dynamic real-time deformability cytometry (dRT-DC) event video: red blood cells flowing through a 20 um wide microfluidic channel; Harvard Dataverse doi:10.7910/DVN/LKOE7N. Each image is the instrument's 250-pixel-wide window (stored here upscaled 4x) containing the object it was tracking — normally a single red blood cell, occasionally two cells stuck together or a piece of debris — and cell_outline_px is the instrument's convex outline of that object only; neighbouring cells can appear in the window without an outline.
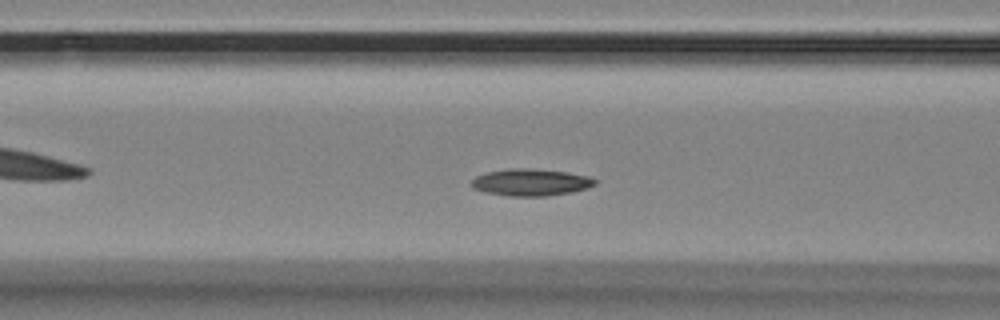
{"species": "Egyptian fruit bat (a non-hibernating species)", "species_latin": "Rousettus aegyptiacus", "temperature_condition": "room temperature", "stored_images_in_passage": 55, "camera_frame_rate_fps": 3000, "um_per_image_px": 0.085, "animal": {"sex": "female"}, "frame": {"image": 1, "passage_image": 23, "time_ms": 7.333, "image_size_px": [1000, 320], "cell_outline_px": [[596, 184], [588, 188], [572, 192], [548, 196], [508, 196], [484, 192], [472, 188], [468, 184], [476, 176], [488, 172], [508, 168], [528, 168], [568, 172], [588, 176], [596, 180]], "centroid_in_image_um": [45.09, 15.5], "position_along_channel_um": 121.5, "area_um2": 19.59}}
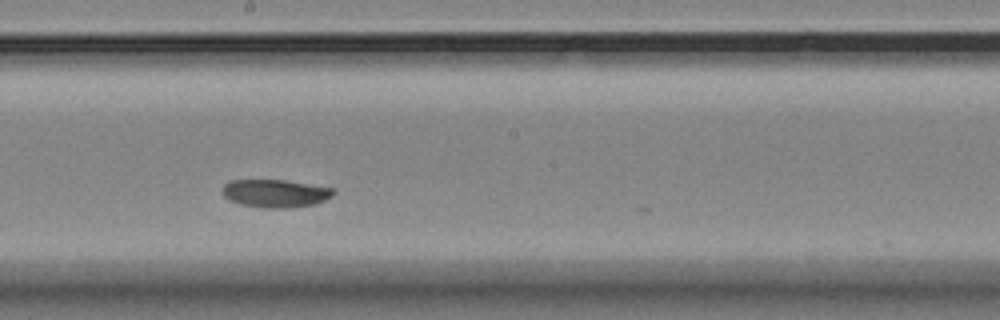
{"frame": {"image": 2, "passage_image": 32, "time_ms": 10.333, "image_size_px": [1000, 320], "cell_outline_px": [[336, 192], [332, 196], [316, 204], [288, 208], [264, 208], [240, 204], [228, 200], [224, 196], [224, 184], [228, 180], [284, 180], [336, 188]], "centroid_in_image_um": [23.43, 16.44], "position_along_channel_um": 224.8, "area_um2": 18.21}}
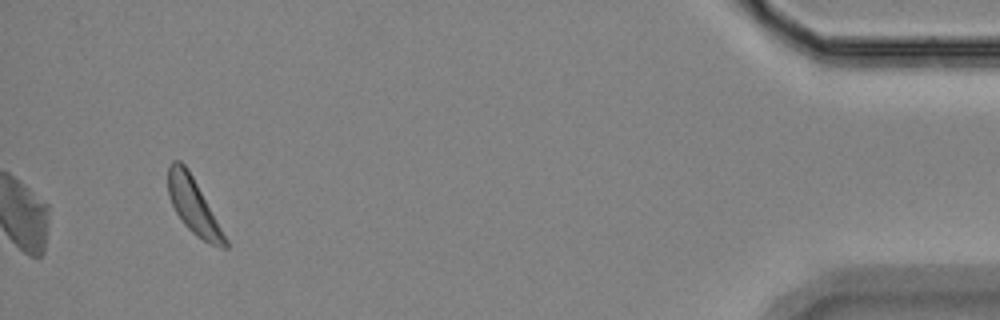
{"frame": {"image": 3, "passage_image": 55, "time_ms": 18.0, "image_size_px": [1000, 320], "cell_outline_px": [[228, 248], [220, 248], [196, 236], [184, 224], [176, 212], [168, 196], [168, 164], [172, 160], [180, 160], [188, 168], [228, 240]], "centroid_in_image_um": [16.43, 17.47], "position_along_channel_um": 418.8, "area_um2": 18.26}}